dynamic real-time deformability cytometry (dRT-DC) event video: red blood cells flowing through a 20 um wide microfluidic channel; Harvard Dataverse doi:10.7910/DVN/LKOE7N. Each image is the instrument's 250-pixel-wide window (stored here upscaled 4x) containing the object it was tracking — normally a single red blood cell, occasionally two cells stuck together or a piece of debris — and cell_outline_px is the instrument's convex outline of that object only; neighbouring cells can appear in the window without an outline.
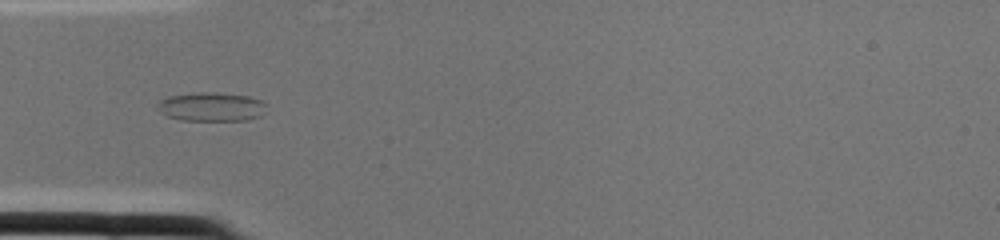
{"species": "common noctule bat (a hibernating species)", "species_latin": "Nyctalus noctula", "temperature_condition": "cold", "stored_images_in_passage": 2, "camera_frame_rate_fps": 3000, "um_per_image_px": 0.085, "animal": {"sex": "female", "body_mass_g": 22.0, "forearm_length_mm": 56.7}, "frame": {"image": 1, "passage_image": 2, "time_ms": 0.333, "image_size_px": [1000, 240], "cell_outline_px": [[268, 104], [260, 116], [248, 120], [180, 120], [164, 116], [156, 108], [156, 104], [160, 100], [168, 96], [196, 92], [216, 92], [248, 96], [260, 100]], "centroid_in_image_um": [17.92, 9.07], "position_along_channel_um": 67.1, "area_um2": 18.61}}